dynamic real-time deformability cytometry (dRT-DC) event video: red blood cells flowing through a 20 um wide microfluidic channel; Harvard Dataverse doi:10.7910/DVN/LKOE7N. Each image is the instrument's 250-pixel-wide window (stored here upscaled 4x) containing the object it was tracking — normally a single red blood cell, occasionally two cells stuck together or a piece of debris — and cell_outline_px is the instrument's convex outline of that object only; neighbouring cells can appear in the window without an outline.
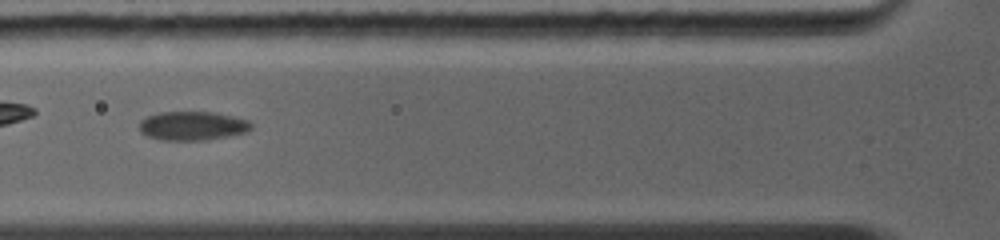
{"species": "common noctule bat (a hibernating species)", "species_latin": "Nyctalus noctula", "temperature_condition": "warm", "stored_images_in_passage": 24, "camera_frame_rate_fps": 5000, "um_per_image_px": 0.085, "animal": {"sex": "female", "body_mass_g": 19.0, "forearm_length_mm": 56.7}, "frame": {"image": 1, "passage_image": 4, "time_ms": 1.6, "image_size_px": [1000, 240], "cell_outline_px": [[252, 128], [244, 132], [204, 140], [164, 140], [148, 136], [140, 132], [140, 120], [148, 116], [160, 112], [216, 112], [248, 120], [252, 124]], "centroid_in_image_um": [16.34, 10.68], "position_along_channel_um": 109.5, "area_um2": 18.61}}
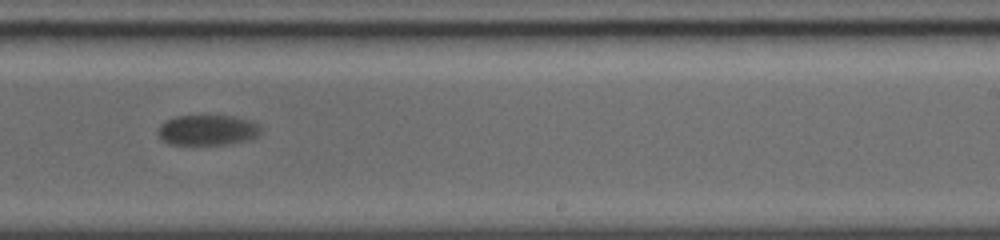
{"frame": {"image": 2, "passage_image": 11, "time_ms": 5.4, "image_size_px": [1000, 240], "cell_outline_px": [[260, 132], [256, 136], [248, 140], [228, 144], [168, 144], [160, 140], [156, 132], [160, 124], [176, 116], [232, 116], [248, 120], [260, 124]], "centroid_in_image_um": [17.6, 11.06], "position_along_channel_um": 271.4, "area_um2": 18.21}}
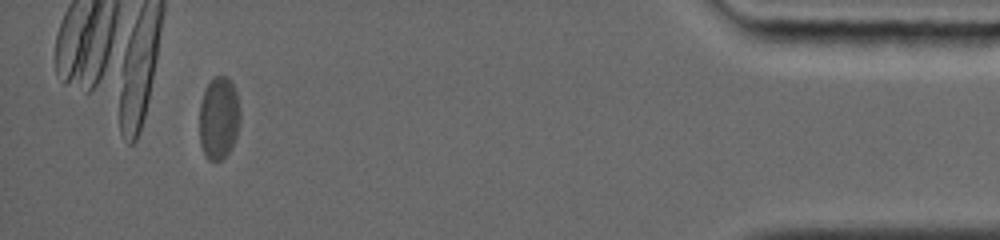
{"frame": {"image": 3, "passage_image": 21, "time_ms": 10.6, "image_size_px": [1000, 240], "cell_outline_px": [[240, 116], [236, 136], [228, 152], [220, 160], [208, 160], [204, 156], [200, 144], [200, 104], [204, 92], [208, 84], [216, 76], [228, 76], [232, 80], [236, 92], [240, 108]], "centroid_in_image_um": [18.6, 10.02], "position_along_channel_um": 416.6, "area_um2": 19.54}, "authors_computed_cell_mechanics": {"area_um2": 19.5364, "velocity_mm_per_s": 4.2711, "shape_relaxation_time_tau1_ms": 1.6791, "shape_relaxation_time_tau2_ms": null, "deformation_change_tau1": 0.0845, "deformation_change_tau2": null}}